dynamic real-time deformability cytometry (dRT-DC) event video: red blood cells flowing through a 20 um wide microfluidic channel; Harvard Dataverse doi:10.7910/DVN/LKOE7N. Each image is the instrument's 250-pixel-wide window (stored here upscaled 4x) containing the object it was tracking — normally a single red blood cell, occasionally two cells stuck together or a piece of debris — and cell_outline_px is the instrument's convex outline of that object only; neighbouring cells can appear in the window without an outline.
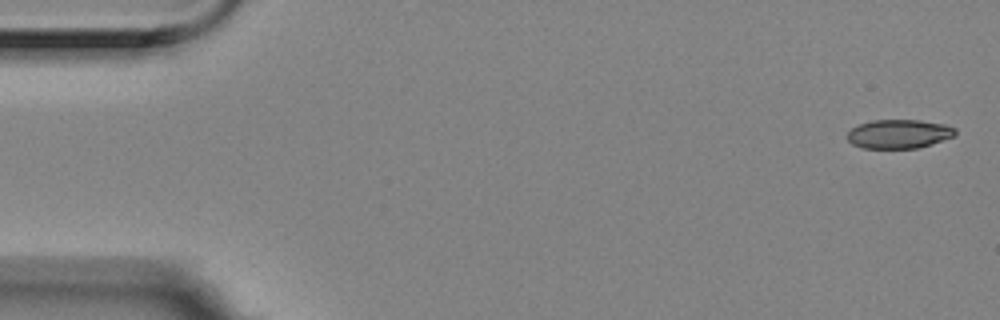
{"species": "Egyptian fruit bat (a non-hibernating species)", "species_latin": "Rousettus aegyptiacus", "temperature_condition": "room temperature", "stored_images_in_passage": 5, "camera_frame_rate_fps": 3000, "um_per_image_px": 0.085, "animal": {"sex": "female"}, "frame": {"image": 1, "passage_image": 1, "time_ms": 0.0, "image_size_px": [1000, 320], "cell_outline_px": [[956, 136], [932, 144], [916, 148], [860, 148], [852, 144], [848, 140], [848, 132], [852, 128], [860, 124], [872, 120], [920, 120], [944, 124], [956, 128]], "centroid_in_image_um": [76.43, 11.38], "position_along_channel_um": 8.6, "area_um2": 18.26}}
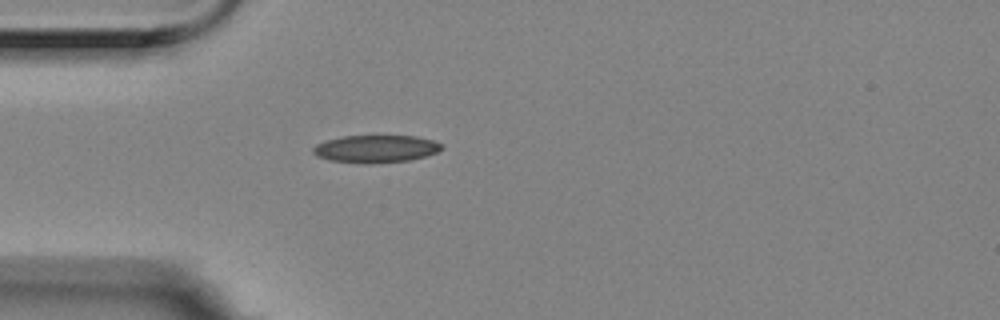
{"frame": {"image": 2, "passage_image": 5, "time_ms": 1.333, "image_size_px": [1000, 320], "cell_outline_px": [[444, 148], [436, 152], [424, 156], [408, 160], [328, 160], [316, 156], [312, 152], [312, 148], [316, 144], [324, 140], [340, 136], [416, 136], [432, 140], [440, 144]], "centroid_in_image_um": [31.9, 12.58], "position_along_channel_um": 53.1, "area_um2": 19.48}}